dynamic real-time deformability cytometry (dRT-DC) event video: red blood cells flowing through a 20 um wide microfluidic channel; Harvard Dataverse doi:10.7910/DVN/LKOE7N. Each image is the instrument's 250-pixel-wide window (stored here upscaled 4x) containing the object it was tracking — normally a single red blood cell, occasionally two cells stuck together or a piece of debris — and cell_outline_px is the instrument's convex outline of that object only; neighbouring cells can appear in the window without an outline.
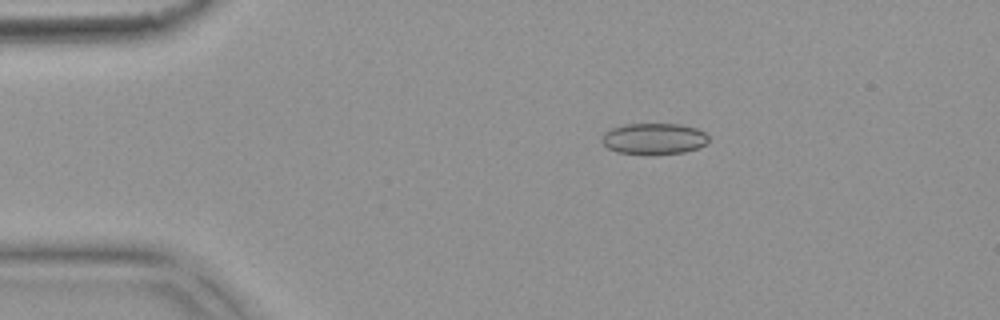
{"species": "common noctule bat (a hibernating species)", "species_latin": "Nyctalus noctula", "temperature_condition": "warm", "stored_images_in_passage": 5, "camera_frame_rate_fps": 3000, "um_per_image_px": 0.085, "animal": {"sex": "female", "body_mass_g": 18.4}, "frame": {"image": 1, "passage_image": 2, "time_ms": 0.333, "image_size_px": [1000, 320], "cell_outline_px": [[708, 144], [700, 148], [684, 152], [652, 156], [616, 152], [608, 148], [600, 140], [604, 132], [612, 128], [624, 124], [680, 124], [696, 128], [704, 132], [708, 136]], "centroid_in_image_um": [55.59, 11.82], "position_along_channel_um": 29.4, "area_um2": 19.94}}